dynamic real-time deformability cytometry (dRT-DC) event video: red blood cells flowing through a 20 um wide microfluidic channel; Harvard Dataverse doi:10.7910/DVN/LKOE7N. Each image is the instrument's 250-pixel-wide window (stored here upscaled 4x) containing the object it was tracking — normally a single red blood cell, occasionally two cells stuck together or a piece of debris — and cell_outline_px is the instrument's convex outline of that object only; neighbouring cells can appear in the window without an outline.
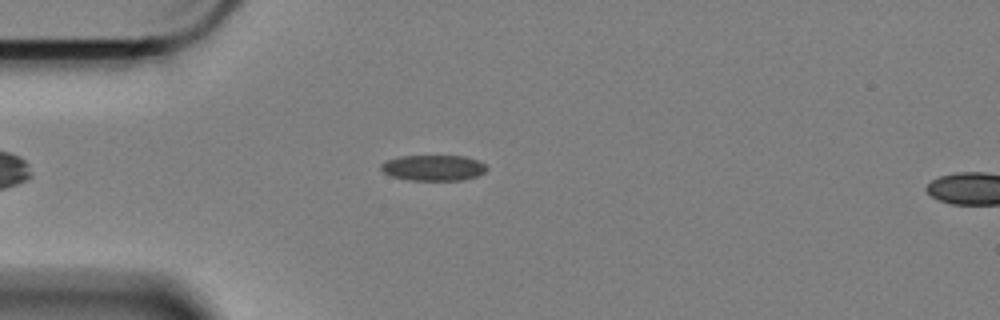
{"species": "Egyptian fruit bat (a non-hibernating species)", "species_latin": "Rousettus aegyptiacus", "temperature_condition": "cold", "stored_images_in_passage": 34, "camera_frame_rate_fps": 3000, "um_per_image_px": 0.085, "animal": {"sex": "female"}, "frame": {"image": 1, "passage_image": 6, "time_ms": 1.667, "image_size_px": [1000, 320], "cell_outline_px": [[488, 168], [484, 172], [476, 176], [460, 180], [408, 180], [392, 176], [384, 172], [380, 168], [380, 164], [388, 160], [400, 156], [468, 156], [480, 160]], "centroid_in_image_um": [36.86, 14.25], "position_along_channel_um": 48.1, "area_um2": 15.84}}
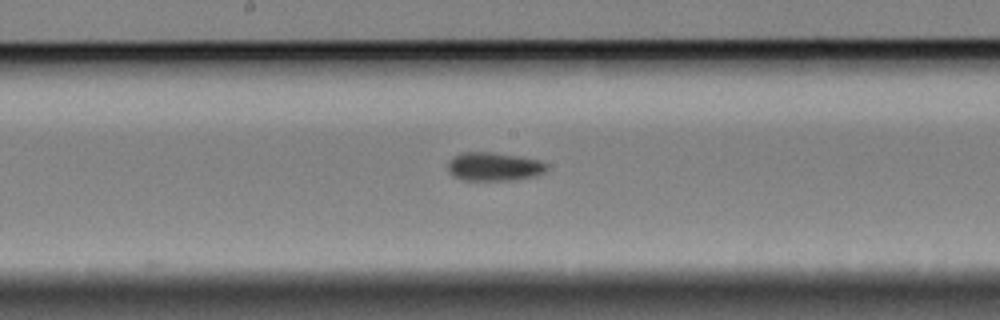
{"frame": {"image": 2, "passage_image": 21, "time_ms": 6.667, "image_size_px": [1000, 320], "cell_outline_px": [[548, 168], [544, 172], [536, 176], [516, 180], [464, 180], [452, 176], [448, 172], [448, 160], [452, 156], [460, 152], [492, 152], [540, 160], [548, 164]], "centroid_in_image_um": [41.97, 14.16], "position_along_channel_um": 206.2, "area_um2": 16.7}}
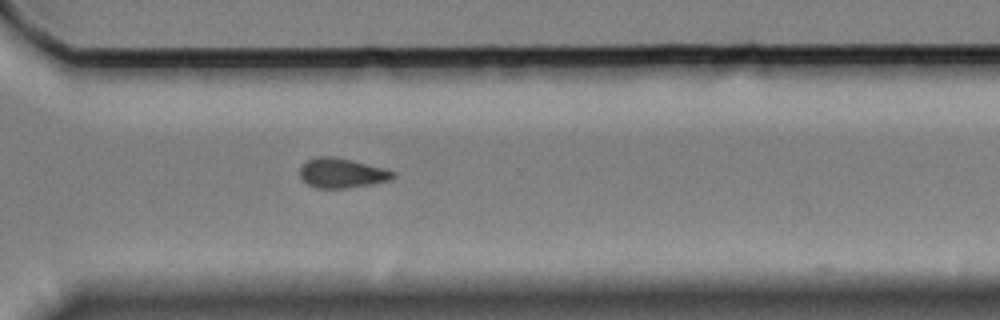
{"frame": {"image": 3, "passage_image": 33, "time_ms": 10.667, "image_size_px": [1000, 320], "cell_outline_px": [[396, 176], [388, 180], [372, 184], [344, 188], [316, 188], [308, 184], [300, 176], [300, 168], [308, 160], [316, 156], [332, 156], [352, 160], [384, 168], [396, 172]], "centroid_in_image_um": [29.07, 14.7], "position_along_channel_um": 341.5, "area_um2": 16.01}}